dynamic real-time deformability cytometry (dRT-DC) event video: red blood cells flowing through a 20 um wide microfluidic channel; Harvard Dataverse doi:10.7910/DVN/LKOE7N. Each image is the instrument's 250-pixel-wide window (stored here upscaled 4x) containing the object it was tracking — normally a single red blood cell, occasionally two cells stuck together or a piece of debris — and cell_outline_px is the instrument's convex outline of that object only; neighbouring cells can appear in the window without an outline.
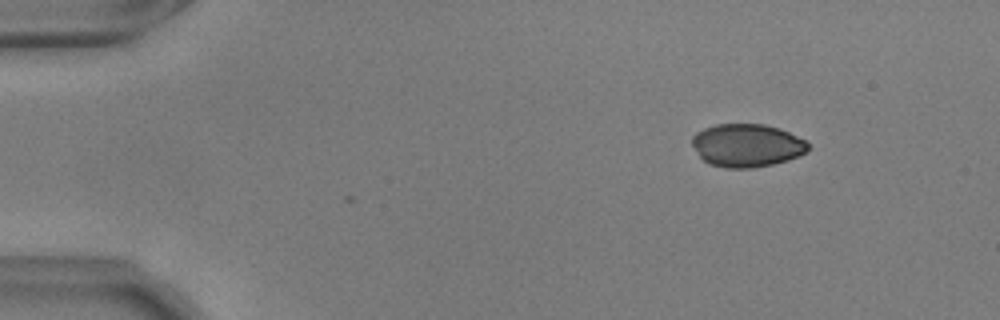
{"species": "common noctule bat (a hibernating species)", "species_latin": "Nyctalus noctula", "temperature_condition": "warm", "stored_images_in_passage": 7, "camera_frame_rate_fps": 3000, "um_per_image_px": 0.085, "animal": {"sex": "male", "body_mass_g": 17.9, "forearm_length_mm": 54.2}, "frame": {"image": 1, "passage_image": 7, "time_ms": 2.0, "image_size_px": [1000, 320], "cell_outline_px": [[808, 152], [800, 156], [788, 160], [772, 164], [752, 168], [724, 168], [708, 164], [700, 156], [692, 144], [692, 136], [696, 132], [704, 128], [716, 124], [764, 124], [780, 128], [804, 140], [808, 144]], "centroid_in_image_um": [63.48, 12.36], "position_along_channel_um": 21.5, "area_um2": 29.19}}